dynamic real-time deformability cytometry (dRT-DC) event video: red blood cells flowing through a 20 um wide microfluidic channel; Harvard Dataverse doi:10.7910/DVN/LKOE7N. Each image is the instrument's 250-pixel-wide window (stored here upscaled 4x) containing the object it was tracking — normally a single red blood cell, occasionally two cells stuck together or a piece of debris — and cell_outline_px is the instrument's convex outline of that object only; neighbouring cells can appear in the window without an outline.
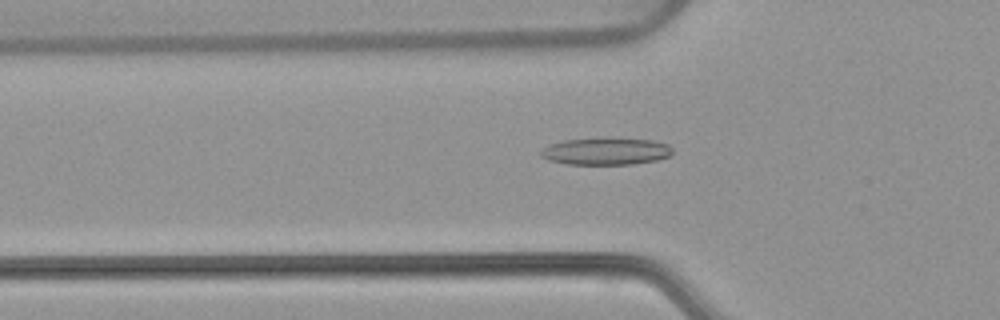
{"species": "common noctule bat (a hibernating species)", "species_latin": "Nyctalus noctula", "temperature_condition": "warm", "stored_images_in_passage": 55, "camera_frame_rate_fps": 3000, "um_per_image_px": 0.085, "animal": {"sex": "female", "body_mass_g": 22.7, "forearm_length_mm": 54.2}, "frame": {"image": 1, "passage_image": 19, "time_ms": 6.0, "image_size_px": [1000, 320], "cell_outline_px": [[672, 152], [668, 156], [656, 160], [632, 164], [568, 164], [548, 160], [540, 156], [540, 152], [548, 144], [564, 140], [652, 140], [668, 144], [672, 148]], "centroid_in_image_um": [51.47, 12.89], "position_along_channel_um": 74.3, "area_um2": 20.0}}
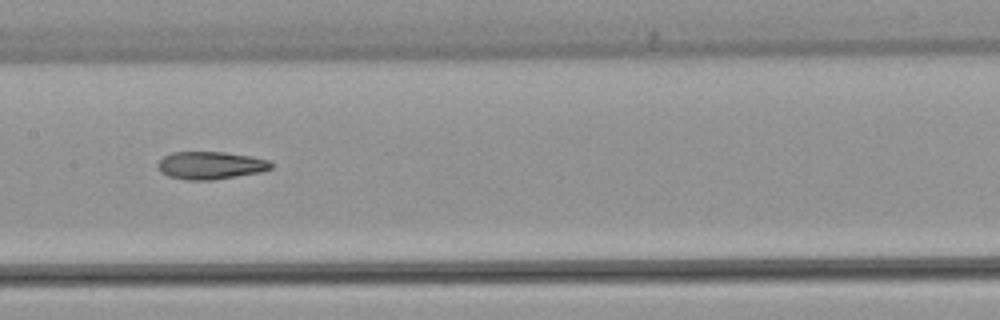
{"frame": {"image": 2, "passage_image": 28, "time_ms": 9.0, "image_size_px": [1000, 320], "cell_outline_px": [[272, 168], [260, 172], [212, 180], [188, 180], [168, 176], [160, 172], [156, 164], [164, 156], [172, 152], [224, 152], [252, 156], [268, 160], [272, 164]], "centroid_in_image_um": [17.87, 14.05], "position_along_channel_um": 189.5, "area_um2": 18.26}}
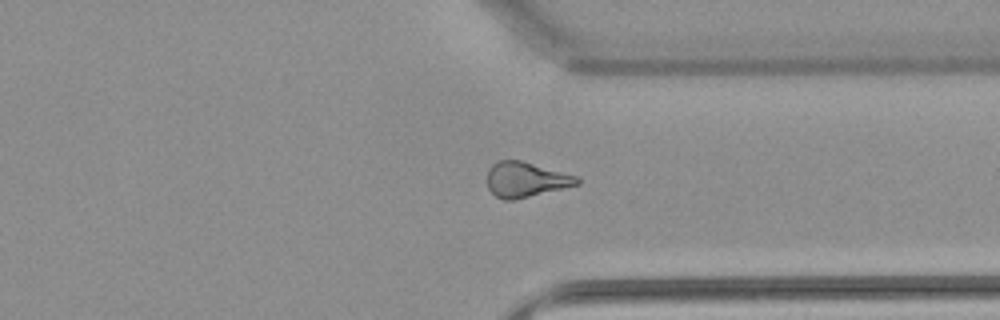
{"frame": {"image": 3, "passage_image": 42, "time_ms": 13.667, "image_size_px": [1000, 320], "cell_outline_px": [[580, 184], [512, 200], [504, 200], [496, 196], [488, 188], [488, 168], [496, 160], [520, 160], [576, 176], [580, 180]], "centroid_in_image_um": [44.66, 15.25], "position_along_channel_um": 366.7, "area_um2": 18.09}, "authors_computed_cell_mechanics": {"area_um2": 19.363, "velocity_mm_per_s": 3.8084, "shape_relaxation_time_tau1_ms": null, "shape_relaxation_time_tau2_ms": 5.1767, "deformation_change_tau1": null, "deformation_change_tau2": 0.1464}}